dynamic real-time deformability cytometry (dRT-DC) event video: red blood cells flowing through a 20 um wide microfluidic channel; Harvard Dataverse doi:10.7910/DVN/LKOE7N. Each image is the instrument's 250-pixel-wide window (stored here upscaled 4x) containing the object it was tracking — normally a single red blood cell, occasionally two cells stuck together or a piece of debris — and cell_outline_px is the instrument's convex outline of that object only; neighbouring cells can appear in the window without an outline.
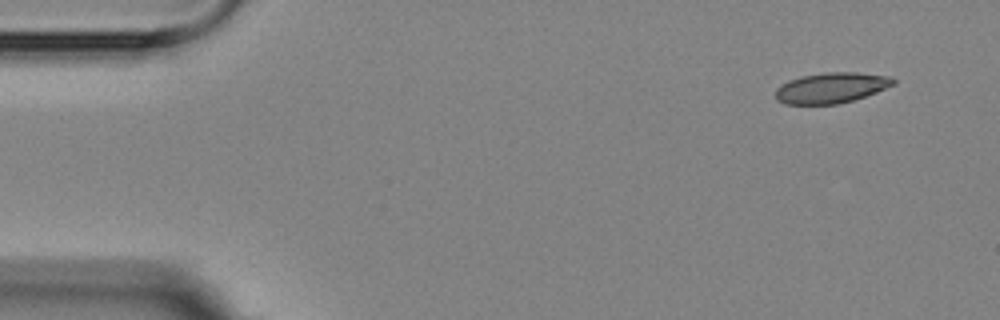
{"species": "Egyptian fruit bat (a non-hibernating species)", "species_latin": "Rousettus aegyptiacus", "temperature_condition": "room temperature", "stored_images_in_passage": 3, "camera_frame_rate_fps": 3000, "um_per_image_px": 0.085, "animal": {"sex": "female"}, "frame": {"image": 1, "passage_image": 1, "time_ms": 0.0, "image_size_px": [1000, 320], "cell_outline_px": [[896, 84], [876, 92], [852, 100], [836, 104], [784, 104], [776, 100], [776, 88], [788, 80], [800, 76], [824, 72], [856, 72], [892, 76], [896, 80]], "centroid_in_image_um": [70.66, 7.45], "position_along_channel_um": 14.3, "area_um2": 21.1}}